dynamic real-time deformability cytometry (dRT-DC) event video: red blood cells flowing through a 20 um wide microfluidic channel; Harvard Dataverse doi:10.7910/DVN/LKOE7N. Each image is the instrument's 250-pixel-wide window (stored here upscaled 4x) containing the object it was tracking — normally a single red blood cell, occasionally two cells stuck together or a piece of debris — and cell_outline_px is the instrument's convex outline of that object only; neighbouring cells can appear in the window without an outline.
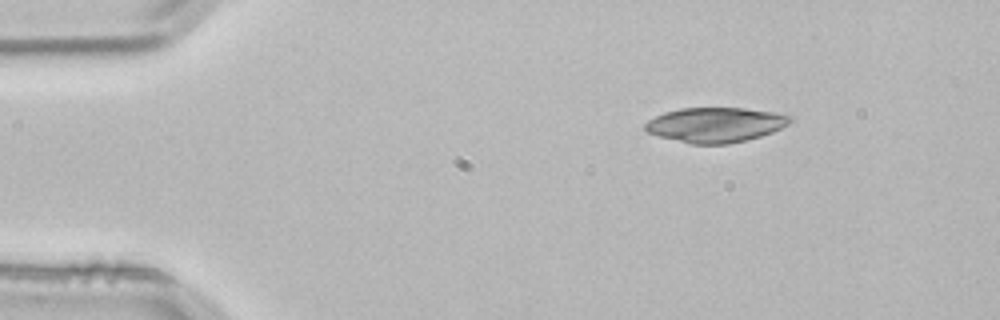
{"species": "common noctule bat (a hibernating species)", "species_latin": "Nyctalus noctula", "temperature_condition": "room temperature", "stored_images_in_passage": 2, "camera_frame_rate_fps": 3000, "um_per_image_px": 0.085, "animal": {"sex": "male", "body_mass_g": 21.5, "forearm_length_mm": 52.0}, "frame": {"image": 1, "passage_image": 1, "time_ms": 0.0, "image_size_px": [1000, 320], "cell_outline_px": [[792, 120], [788, 124], [772, 132], [760, 136], [728, 144], [692, 144], [660, 136], [648, 132], [644, 128], [644, 124], [648, 120], [664, 112], [680, 108], [744, 108], [772, 112], [792, 116]], "centroid_in_image_um": [60.8, 10.6], "position_along_channel_um": 24.2, "area_um2": 29.19}}